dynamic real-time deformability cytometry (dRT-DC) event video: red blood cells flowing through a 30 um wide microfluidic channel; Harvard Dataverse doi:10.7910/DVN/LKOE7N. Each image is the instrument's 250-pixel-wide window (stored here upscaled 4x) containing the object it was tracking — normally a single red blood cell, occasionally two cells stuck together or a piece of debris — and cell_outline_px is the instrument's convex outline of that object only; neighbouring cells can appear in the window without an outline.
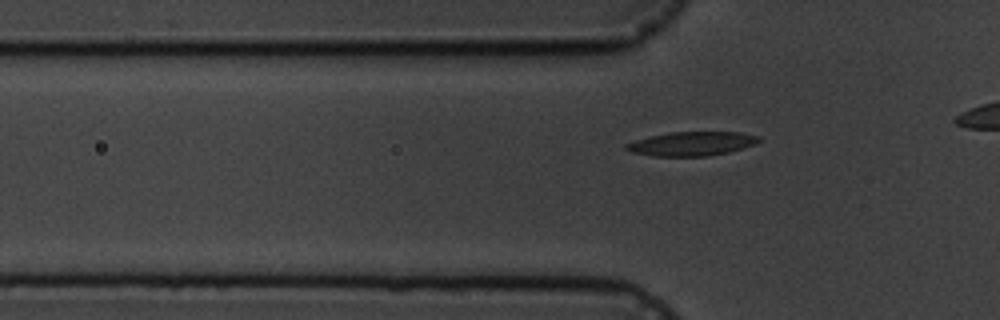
{"species": "common noctule bat (a hibernating species)", "species_latin": "Nyctalus noctula", "temperature_condition": "cold", "stored_images_in_passage": 5, "segment_of_instrument_passage": [2, 2], "camera_frame_rate_fps": 3000, "um_per_image_px": 0.085, "animal": {"sex": "male", "body_mass_g": 19.5, "forearm_length_mm": 54.6}, "frame": {"image": 1, "passage_image": 5, "time_ms": 5.667, "image_size_px": [1000, 320], "cell_outline_px": [[760, 140], [756, 144], [728, 152], [704, 156], [652, 156], [632, 152], [624, 148], [624, 144], [636, 140], [652, 136], [672, 132], [740, 132], [760, 136]], "centroid_in_image_um": [58.8, 12.21], "position_along_channel_um": 67.0, "area_um2": 18.44}}